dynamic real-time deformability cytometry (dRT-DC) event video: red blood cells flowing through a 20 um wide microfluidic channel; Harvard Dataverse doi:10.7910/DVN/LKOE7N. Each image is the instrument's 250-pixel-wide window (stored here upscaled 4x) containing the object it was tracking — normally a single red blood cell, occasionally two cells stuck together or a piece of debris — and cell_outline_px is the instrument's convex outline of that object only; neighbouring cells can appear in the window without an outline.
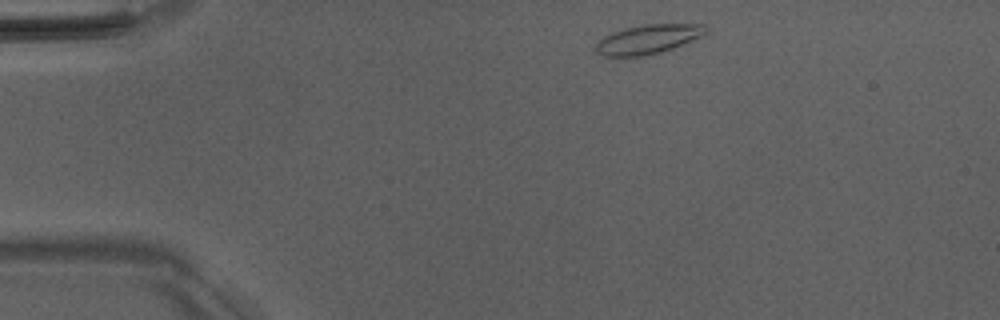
{"species": "Egyptian fruit bat (a non-hibernating species)", "species_latin": "Rousettus aegyptiacus", "temperature_condition": "room temperature", "stored_images_in_passage": 44, "camera_frame_rate_fps": 3000, "um_per_image_px": 0.085, "animal": {"sex": "male"}, "frame": {"image": 1, "passage_image": 2, "time_ms": 0.333, "image_size_px": [1000, 320], "cell_outline_px": [[708, 32], [700, 36], [672, 48], [660, 52], [644, 56], [604, 56], [596, 52], [596, 44], [604, 36], [612, 32], [624, 28], [644, 24], [704, 24]], "centroid_in_image_um": [55.06, 3.32], "position_along_channel_um": 29.9, "area_um2": 18.5}}
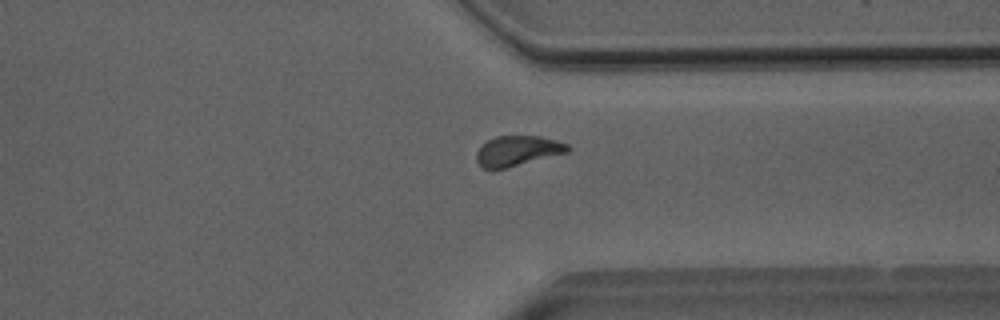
{"frame": {"image": 2, "passage_image": 32, "time_ms": 10.333, "image_size_px": [1000, 320], "cell_outline_px": [[572, 148], [568, 152], [504, 168], [480, 168], [476, 160], [476, 152], [488, 140], [496, 136], [540, 136], [556, 140], [568, 144]], "centroid_in_image_um": [44.0, 12.81], "position_along_channel_um": 367.4, "area_um2": 15.84}}
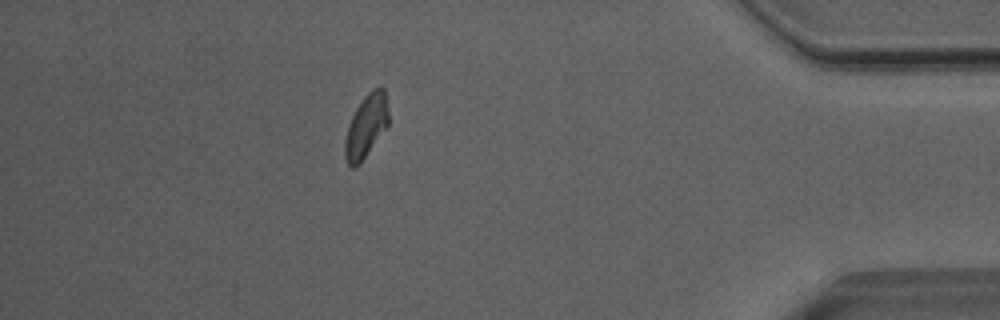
{"frame": {"image": 3, "passage_image": 38, "time_ms": 12.333, "image_size_px": [1000, 320], "cell_outline_px": [[388, 124], [364, 156], [352, 168], [348, 164], [344, 156], [344, 140], [348, 124], [356, 108], [364, 96], [372, 88], [380, 84], [384, 88], [388, 108]], "centroid_in_image_um": [31.11, 10.63], "position_along_channel_um": 404.1, "area_um2": 15.72}, "authors_computed_cell_mechanics": {"area_um2": 16.5597, "velocity_mm_per_s": 4.0138, "shape_relaxation_time_tau1_ms": 9.8793, "shape_relaxation_time_tau2_ms": 2.9493, "deformation_change_tau1": 0.1933, "deformation_change_tau2": 0.0931}}